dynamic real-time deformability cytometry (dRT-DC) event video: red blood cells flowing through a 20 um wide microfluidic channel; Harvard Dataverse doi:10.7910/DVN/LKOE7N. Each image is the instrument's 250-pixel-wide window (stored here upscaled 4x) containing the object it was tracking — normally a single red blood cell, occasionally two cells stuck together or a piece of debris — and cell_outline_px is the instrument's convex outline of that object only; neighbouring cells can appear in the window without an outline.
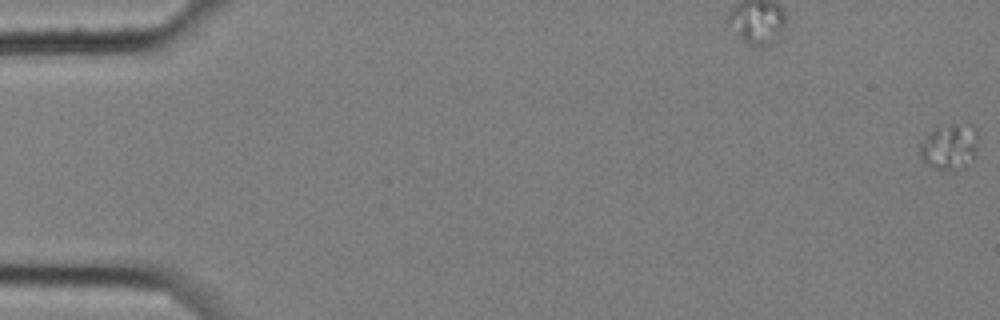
{"species": "common noctule bat (a hibernating species)", "species_latin": "Nyctalus noctula", "temperature_condition": "cold", "stored_images_in_passage": 4, "segment_of_instrument_passage": [1, 2], "camera_frame_rate_fps": 3000, "um_per_image_px": 0.085, "animal": {"sex": "female", "body_mass_g": 25.1}, "frame": {"image": 1, "passage_image": 1, "time_ms": 0.0, "image_size_px": [1000, 320], "cell_outline_px": [[976, 160], [972, 164], [964, 168], [952, 172], [940, 172], [928, 164], [920, 156], [920, 144], [936, 128], [948, 124], [972, 124], [976, 128]], "centroid_in_image_um": [80.77, 12.54], "position_along_channel_um": 4.2, "area_um2": 15.95}}